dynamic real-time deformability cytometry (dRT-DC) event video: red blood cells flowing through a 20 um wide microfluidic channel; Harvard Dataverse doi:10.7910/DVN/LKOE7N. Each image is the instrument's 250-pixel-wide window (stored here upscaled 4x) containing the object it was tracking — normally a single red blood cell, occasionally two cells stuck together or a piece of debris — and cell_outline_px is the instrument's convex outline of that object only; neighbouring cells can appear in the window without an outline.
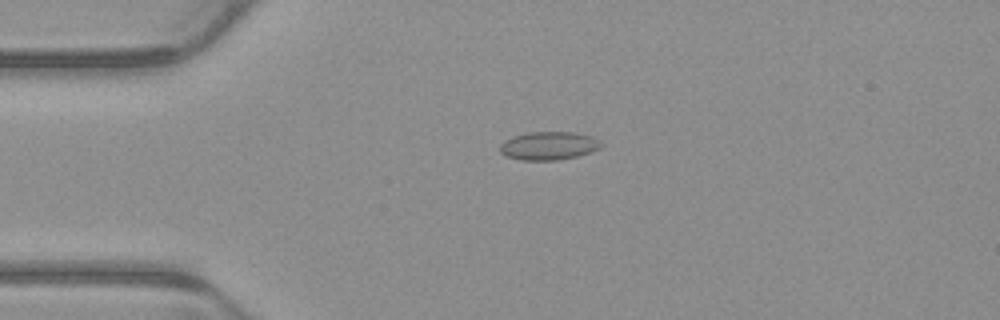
{"species": "common noctule bat (a hibernating species)", "species_latin": "Nyctalus noctula", "temperature_condition": "warm", "stored_images_in_passage": 4, "camera_frame_rate_fps": 3000, "um_per_image_px": 0.085, "animal": {"sex": "male", "body_mass_g": 23.1, "forearm_length_mm": 52.7}, "frame": {"image": 1, "passage_image": 4, "time_ms": 1.0, "image_size_px": [1000, 320], "cell_outline_px": [[604, 144], [600, 148], [592, 152], [576, 156], [556, 160], [524, 160], [508, 156], [500, 152], [500, 144], [504, 140], [512, 136], [528, 132], [576, 132], [592, 136], [600, 140]], "centroid_in_image_um": [46.68, 12.37], "position_along_channel_um": 38.3, "area_um2": 16.76}}